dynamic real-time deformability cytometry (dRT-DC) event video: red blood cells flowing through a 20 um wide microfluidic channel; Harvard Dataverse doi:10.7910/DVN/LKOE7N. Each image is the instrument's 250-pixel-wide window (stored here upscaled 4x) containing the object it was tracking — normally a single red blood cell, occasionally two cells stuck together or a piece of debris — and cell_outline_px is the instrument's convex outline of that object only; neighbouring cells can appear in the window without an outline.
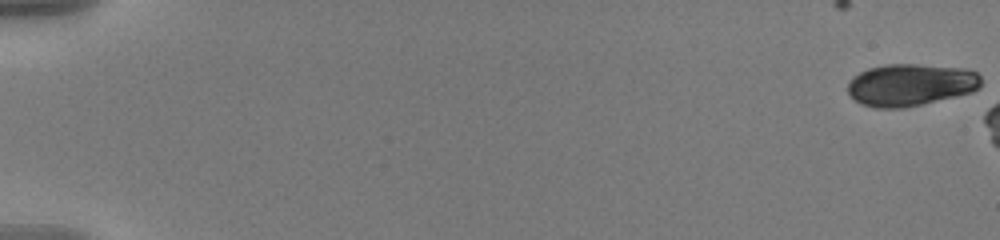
{"species": "human", "species_latin": "Homo sapiens", "temperature_condition": "warm", "stored_images_in_passage": 10, "camera_frame_rate_fps": 3000, "um_per_image_px": 0.085, "donor": {"sex": "male"}, "frame": {"image": 1, "passage_image": 1, "time_ms": 0.0, "image_size_px": [1000, 240], "cell_outline_px": [[980, 88], [972, 92], [956, 96], [904, 108], [872, 108], [860, 104], [848, 92], [848, 84], [852, 76], [868, 68], [888, 64], [916, 64], [964, 68], [976, 72], [980, 76]], "centroid_in_image_um": [77.38, 7.21], "position_along_channel_um": 7.6, "area_um2": 32.83}}